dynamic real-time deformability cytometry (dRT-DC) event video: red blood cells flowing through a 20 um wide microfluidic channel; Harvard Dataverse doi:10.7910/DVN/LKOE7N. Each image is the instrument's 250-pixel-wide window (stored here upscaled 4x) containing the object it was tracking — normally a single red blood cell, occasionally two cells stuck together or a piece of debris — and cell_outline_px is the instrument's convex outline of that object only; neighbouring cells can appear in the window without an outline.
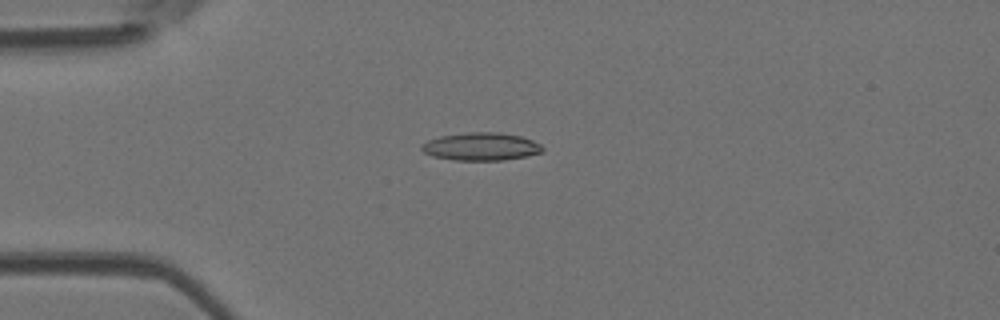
{"species": "Egyptian fruit bat (a non-hibernating species)", "species_latin": "Rousettus aegyptiacus", "temperature_condition": "room temperature", "stored_images_in_passage": 40, "camera_frame_rate_fps": 3000, "um_per_image_px": 0.085, "animal": {"sex": "female"}, "frame": {"image": 1, "passage_image": 1, "time_ms": 0.0, "image_size_px": [1000, 320], "cell_outline_px": [[544, 152], [528, 156], [504, 160], [452, 160], [432, 156], [424, 152], [420, 148], [420, 144], [428, 140], [440, 136], [468, 132], [500, 132], [520, 136], [532, 140], [540, 144], [544, 148]], "centroid_in_image_um": [40.89, 12.46], "position_along_channel_um": 44.1, "area_um2": 19.83}}
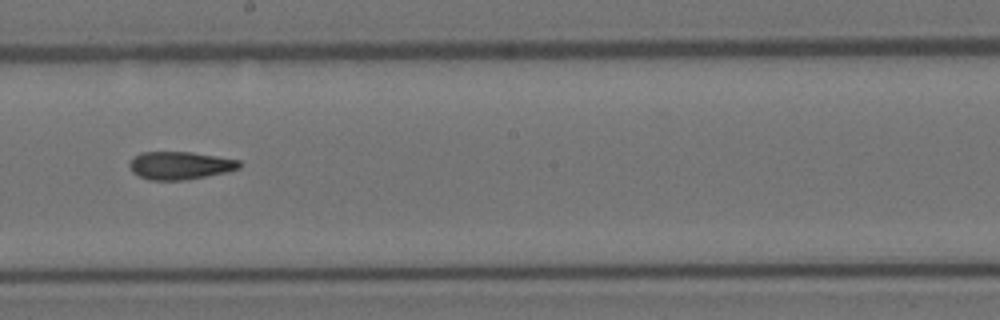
{"frame": {"image": 2, "passage_image": 17, "time_ms": 5.333, "image_size_px": [1000, 320], "cell_outline_px": [[244, 164], [240, 168], [228, 172], [184, 180], [148, 180], [132, 172], [128, 164], [140, 152], [192, 152], [240, 160]], "centroid_in_image_um": [15.34, 14.07], "position_along_channel_um": 232.9, "area_um2": 17.92}}
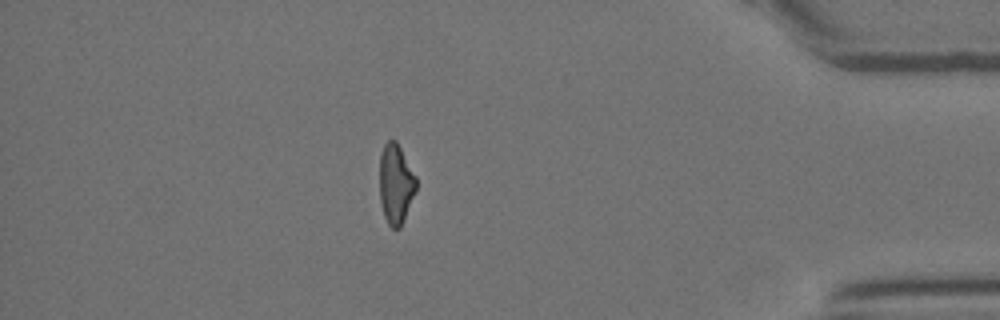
{"frame": {"image": 3, "passage_image": 33, "time_ms": 10.667, "image_size_px": [1000, 320], "cell_outline_px": [[416, 192], [400, 228], [392, 228], [388, 224], [384, 216], [380, 204], [380, 152], [384, 144], [388, 140], [396, 140], [416, 176]], "centroid_in_image_um": [33.63, 15.63], "position_along_channel_um": 401.6, "area_um2": 17.11}, "authors_computed_cell_mechanics": {"area_um2": 17.9758, "velocity_mm_per_s": 3.9222, "shape_relaxation_time_tau1_ms": null, "shape_relaxation_time_tau2_ms": 5.0862, "deformation_change_tau1": null, "deformation_change_tau2": 0.1562}}